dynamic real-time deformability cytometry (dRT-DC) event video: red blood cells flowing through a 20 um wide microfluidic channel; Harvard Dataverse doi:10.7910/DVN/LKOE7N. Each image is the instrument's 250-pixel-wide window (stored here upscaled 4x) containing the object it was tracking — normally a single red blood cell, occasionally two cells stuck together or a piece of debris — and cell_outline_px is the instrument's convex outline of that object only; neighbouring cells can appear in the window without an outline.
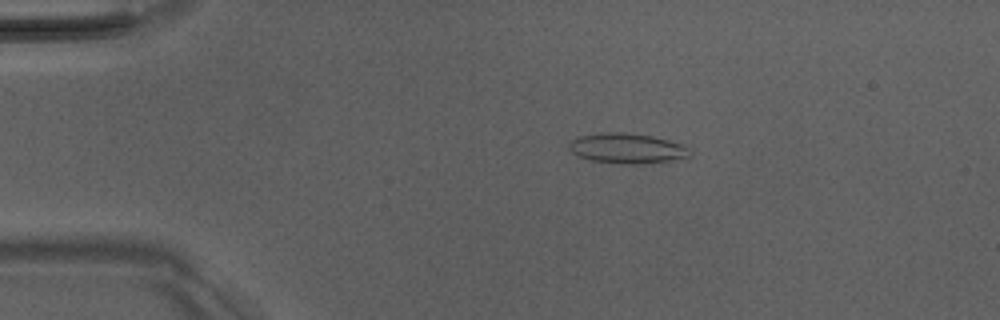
{"species": "Egyptian fruit bat (a non-hibernating species)", "species_latin": "Rousettus aegyptiacus", "temperature_condition": "room temperature", "stored_images_in_passage": 6, "camera_frame_rate_fps": 3000, "um_per_image_px": 0.085, "animal": {"sex": "male"}, "frame": {"image": 1, "passage_image": 3, "time_ms": 2.333, "image_size_px": [1000, 320], "cell_outline_px": [[692, 156], [688, 160], [636, 164], [620, 164], [588, 160], [572, 152], [568, 148], [568, 144], [576, 136], [600, 132], [624, 132], [652, 136], [668, 140], [680, 144], [688, 148]], "centroid_in_image_um": [53.33, 12.62], "position_along_channel_um": 31.7, "area_um2": 21.79}}